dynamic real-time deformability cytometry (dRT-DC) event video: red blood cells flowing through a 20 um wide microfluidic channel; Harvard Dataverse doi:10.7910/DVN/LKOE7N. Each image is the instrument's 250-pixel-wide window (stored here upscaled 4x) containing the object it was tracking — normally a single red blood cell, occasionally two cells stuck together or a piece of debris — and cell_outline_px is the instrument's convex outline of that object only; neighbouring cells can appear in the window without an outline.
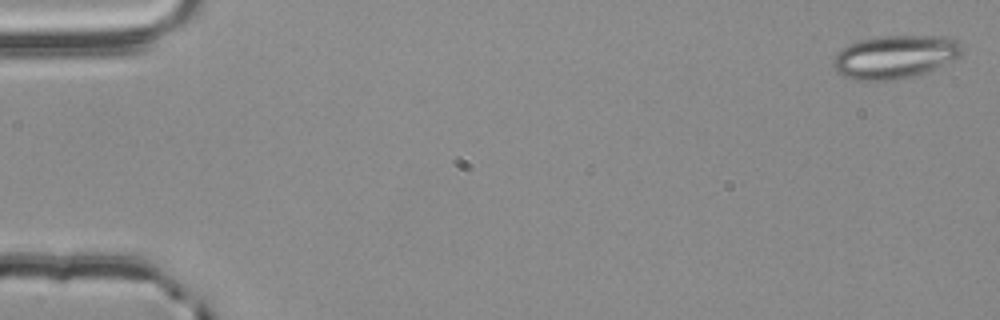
{"species": "common noctule bat (a hibernating species)", "species_latin": "Nyctalus noctula", "temperature_condition": "room temperature", "stored_images_in_passage": 55, "camera_frame_rate_fps": 3000, "um_per_image_px": 0.085, "animal": {"sex": "male", "body_mass_g": 20.4}, "frame": {"image": 1, "passage_image": 1, "time_ms": 0.0, "image_size_px": [1000, 320], "cell_outline_px": [[964, 52], [960, 56], [928, 72], [912, 76], [892, 80], [856, 80], [844, 76], [836, 72], [832, 64], [832, 60], [836, 52], [848, 44], [860, 40], [880, 36], [948, 36], [960, 40], [964, 48]], "centroid_in_image_um": [76.09, 4.82], "position_along_channel_um": 8.9, "area_um2": 32.83}}
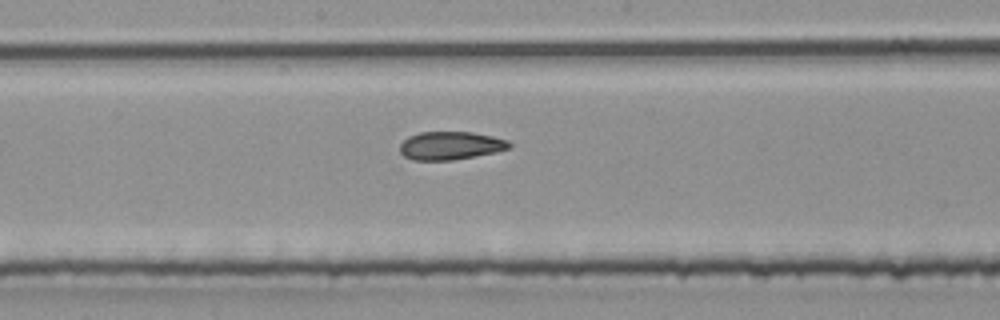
{"frame": {"image": 2, "passage_image": 29, "time_ms": 9.333, "image_size_px": [1000, 320], "cell_outline_px": [[512, 148], [496, 152], [452, 160], [412, 160], [404, 156], [400, 152], [400, 144], [408, 136], [420, 132], [472, 132], [492, 136], [508, 140], [512, 144]], "centroid_in_image_um": [38.31, 12.37], "position_along_channel_um": 209.9, "area_um2": 18.03}}
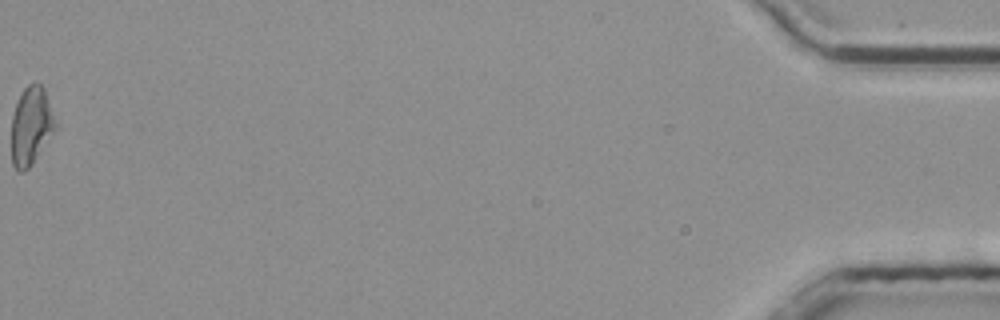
{"frame": {"image": 3, "passage_image": 55, "time_ms": 18.0, "image_size_px": [1000, 320], "cell_outline_px": [[56, 128], [28, 168], [24, 172], [20, 172], [12, 164], [12, 116], [16, 104], [24, 88], [28, 84], [36, 80], [44, 88], [56, 124]], "centroid_in_image_um": [2.63, 10.66], "position_along_channel_um": 432.6, "area_um2": 19.54}, "authors_computed_cell_mechanics": {"area_um2": 18.8428, "velocity_mm_per_s": 3.8146, "shape_relaxation_time_tau1_ms": null, "shape_relaxation_time_tau2_ms": 7.2383, "deformation_change_tau1": null, "deformation_change_tau2": 0.1358}}